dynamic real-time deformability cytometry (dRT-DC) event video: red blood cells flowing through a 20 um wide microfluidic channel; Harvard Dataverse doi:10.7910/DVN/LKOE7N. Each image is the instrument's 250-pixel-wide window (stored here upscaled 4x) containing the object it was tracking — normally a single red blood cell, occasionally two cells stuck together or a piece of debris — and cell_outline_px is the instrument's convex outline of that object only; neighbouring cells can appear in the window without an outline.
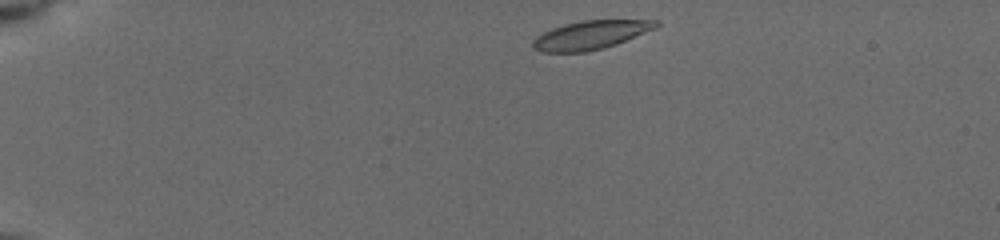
{"species": "common noctule bat (a hibernating species)", "species_latin": "Nyctalus noctula", "temperature_condition": "cold", "stored_images_in_passage": 22, "camera_frame_rate_fps": 3000, "um_per_image_px": 0.085, "animal": {"sex": "female", "body_mass_g": 19.5, "forearm_length_mm": 54.1}, "frame": {"image": 1, "passage_image": 1, "time_ms": 0.0, "image_size_px": [1000, 240], "cell_outline_px": [[660, 24], [656, 28], [616, 44], [604, 48], [584, 52], [540, 52], [532, 48], [532, 40], [536, 36], [552, 28], [564, 24], [580, 20], [660, 20]], "centroid_in_image_um": [50.18, 2.97], "position_along_channel_um": 34.8, "area_um2": 20.63}}
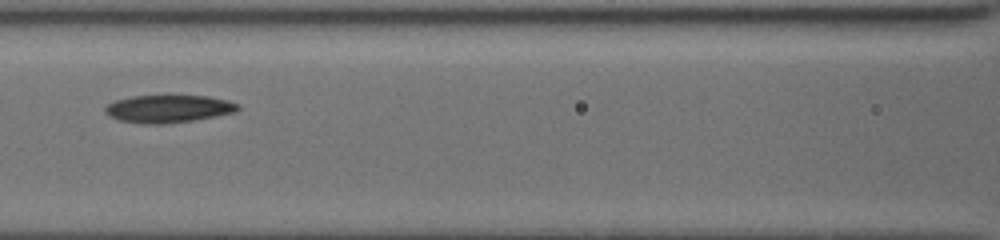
{"frame": {"image": 2, "passage_image": 13, "time_ms": 5.0, "image_size_px": [1000, 240], "cell_outline_px": [[240, 108], [236, 112], [216, 116], [192, 120], [164, 124], [144, 124], [120, 120], [108, 116], [104, 112], [104, 108], [108, 104], [116, 100], [132, 96], [172, 92], [208, 96], [228, 100], [240, 104]], "centroid_in_image_um": [14.33, 9.19], "position_along_channel_um": 152.3, "area_um2": 22.48}}
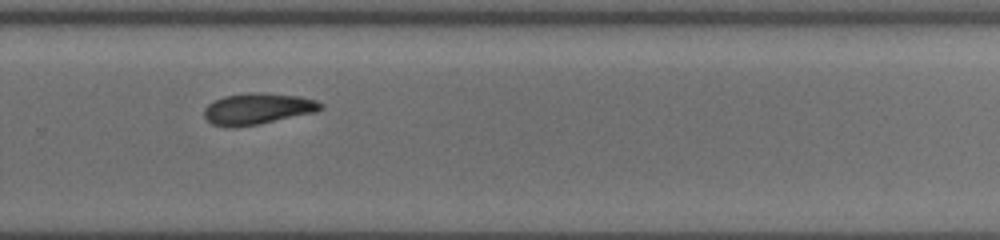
{"frame": {"image": 3, "passage_image": 22, "time_ms": 9.0, "image_size_px": [1000, 240], "cell_outline_px": [[324, 108], [316, 112], [260, 124], [236, 128], [228, 128], [212, 124], [204, 116], [204, 108], [208, 104], [224, 96], [248, 92], [264, 92], [300, 96], [316, 100], [324, 104]], "centroid_in_image_um": [21.92, 9.25], "position_along_channel_um": 307.9, "area_um2": 21.62}}